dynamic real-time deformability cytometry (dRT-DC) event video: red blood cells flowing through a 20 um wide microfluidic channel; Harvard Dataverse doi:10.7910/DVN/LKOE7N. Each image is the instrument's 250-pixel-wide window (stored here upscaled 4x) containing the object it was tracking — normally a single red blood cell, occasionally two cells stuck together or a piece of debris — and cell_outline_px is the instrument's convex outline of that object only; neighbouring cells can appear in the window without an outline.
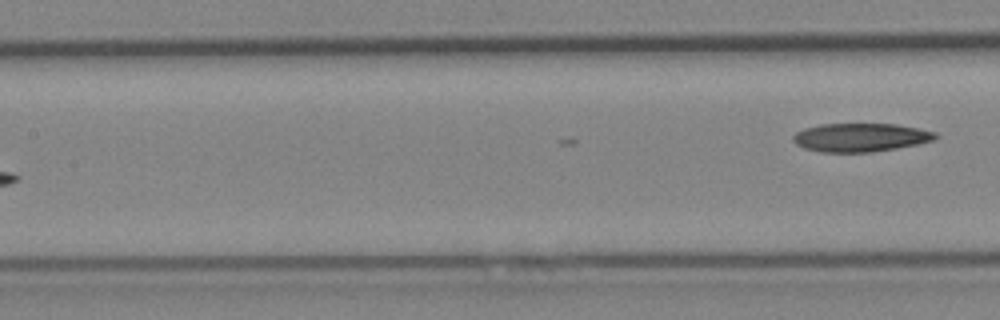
{"species": "Egyptian fruit bat (a non-hibernating species)", "species_latin": "Rousettus aegyptiacus", "temperature_condition": "cold", "stored_images_in_passage": 7, "segment_of_instrument_passage": [2, 2], "camera_frame_rate_fps": 3000, "um_per_image_px": 0.085, "animal": {"sex": "female"}, "frame": {"image": 1, "passage_image": 7, "time_ms": 7.0, "image_size_px": [1000, 320], "cell_outline_px": [[940, 136], [932, 140], [916, 144], [896, 148], [872, 152], [820, 152], [804, 148], [796, 144], [792, 140], [792, 136], [796, 132], [804, 128], [820, 124], [896, 124], [936, 132]], "centroid_in_image_um": [73.11, 11.68], "position_along_channel_um": 134.3, "area_um2": 23.58}}